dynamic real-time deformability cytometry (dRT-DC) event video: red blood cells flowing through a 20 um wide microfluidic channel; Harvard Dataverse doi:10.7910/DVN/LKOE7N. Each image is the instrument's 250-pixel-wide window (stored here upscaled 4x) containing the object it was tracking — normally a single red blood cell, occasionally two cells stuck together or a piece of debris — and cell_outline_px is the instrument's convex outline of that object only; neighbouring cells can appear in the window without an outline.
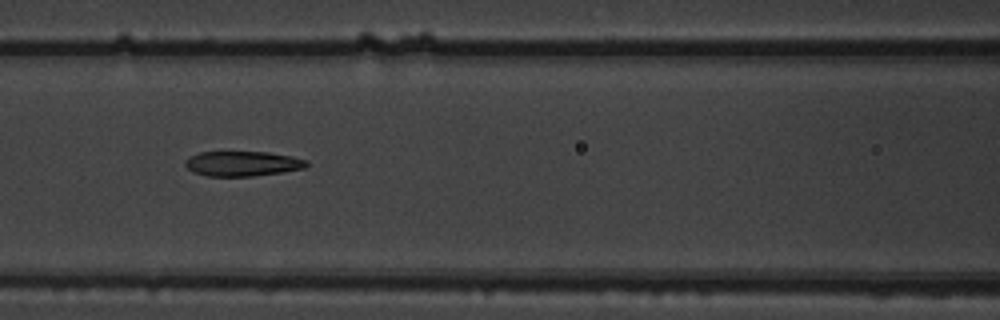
{"species": "common noctule bat (a hibernating species)", "species_latin": "Nyctalus noctula", "temperature_condition": "warm", "stored_images_in_passage": 5, "camera_frame_rate_fps": 3000, "um_per_image_px": 0.085, "animal": {"sex": "male", "body_mass_g": 19.5, "forearm_length_mm": 54.6}, "frame": {"image": 1, "passage_image": 3, "time_ms": 0.667, "image_size_px": [1000, 320], "cell_outline_px": [[308, 164], [304, 168], [284, 172], [252, 176], [208, 176], [192, 172], [184, 164], [184, 160], [188, 156], [200, 152], [268, 152], [292, 156], [308, 160]], "centroid_in_image_um": [20.6, 13.9], "position_along_channel_um": 146.0, "area_um2": 17.8}}
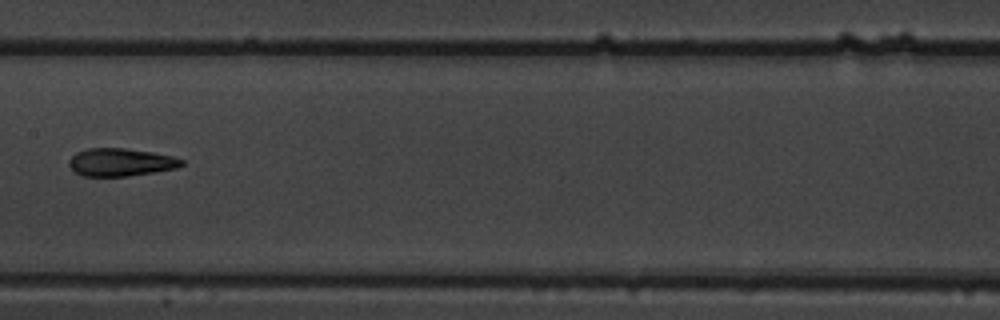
{"frame": {"image": 2, "passage_image": 4, "time_ms": 1.0, "image_size_px": [1000, 320], "cell_outline_px": [[184, 164], [176, 168], [128, 176], [84, 176], [76, 172], [68, 164], [68, 160], [76, 152], [88, 148], [124, 148], [152, 152], [172, 156], [184, 160]], "centroid_in_image_um": [10.25, 13.78], "position_along_channel_um": 197.2, "area_um2": 18.15}}
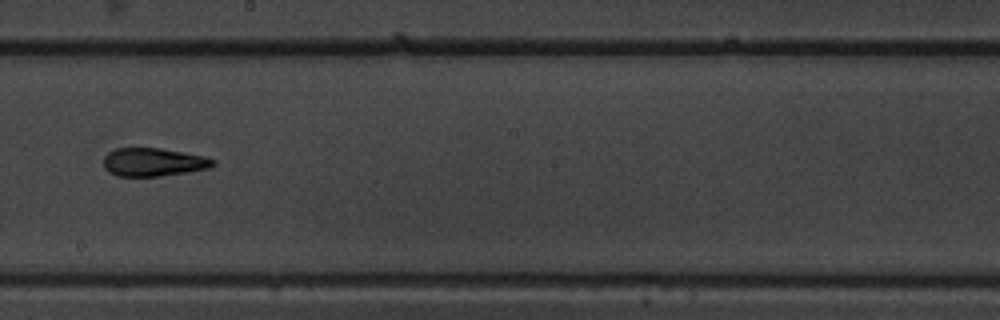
{"frame": {"image": 3, "passage_image": 5, "time_ms": 1.333, "image_size_px": [1000, 320], "cell_outline_px": [[216, 164], [208, 168], [188, 172], [160, 176], [116, 176], [108, 172], [104, 168], [104, 156], [108, 152], [116, 148], [160, 148], [204, 156], [216, 160]], "centroid_in_image_um": [13.02, 13.78], "position_along_channel_um": 235.2, "area_um2": 18.09}}